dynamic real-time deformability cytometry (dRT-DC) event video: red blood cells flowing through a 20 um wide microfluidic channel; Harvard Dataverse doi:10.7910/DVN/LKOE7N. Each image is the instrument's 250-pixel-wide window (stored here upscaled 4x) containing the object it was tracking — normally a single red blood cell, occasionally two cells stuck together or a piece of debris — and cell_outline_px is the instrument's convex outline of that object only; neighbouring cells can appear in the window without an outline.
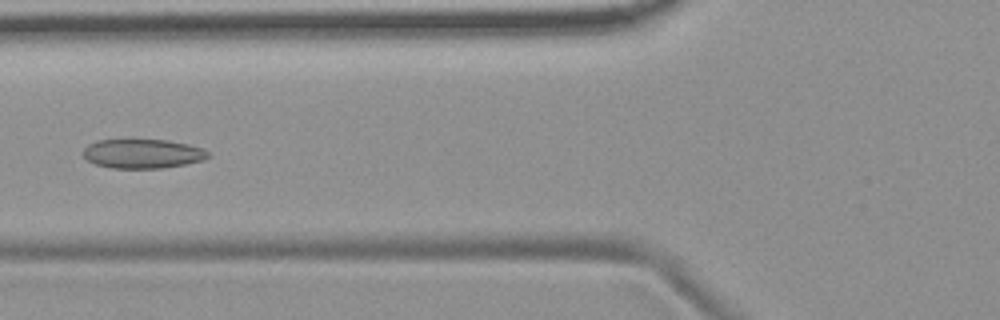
{"species": "common noctule bat (a hibernating species)", "species_latin": "Nyctalus noctula", "temperature_condition": "room temperature", "stored_images_in_passage": 7, "camera_frame_rate_fps": 3000, "um_per_image_px": 0.085, "animal": {"sex": "female", "body_mass_g": 19.9}, "frame": {"image": 1, "passage_image": 7, "time_ms": 7.0, "image_size_px": [1000, 320], "cell_outline_px": [[212, 156], [204, 160], [184, 164], [160, 168], [112, 168], [96, 164], [88, 160], [84, 156], [84, 148], [88, 144], [96, 140], [164, 140], [188, 144], [200, 148], [208, 152]], "centroid_in_image_um": [12.13, 13.06], "position_along_channel_um": 113.7, "area_um2": 21.1}}